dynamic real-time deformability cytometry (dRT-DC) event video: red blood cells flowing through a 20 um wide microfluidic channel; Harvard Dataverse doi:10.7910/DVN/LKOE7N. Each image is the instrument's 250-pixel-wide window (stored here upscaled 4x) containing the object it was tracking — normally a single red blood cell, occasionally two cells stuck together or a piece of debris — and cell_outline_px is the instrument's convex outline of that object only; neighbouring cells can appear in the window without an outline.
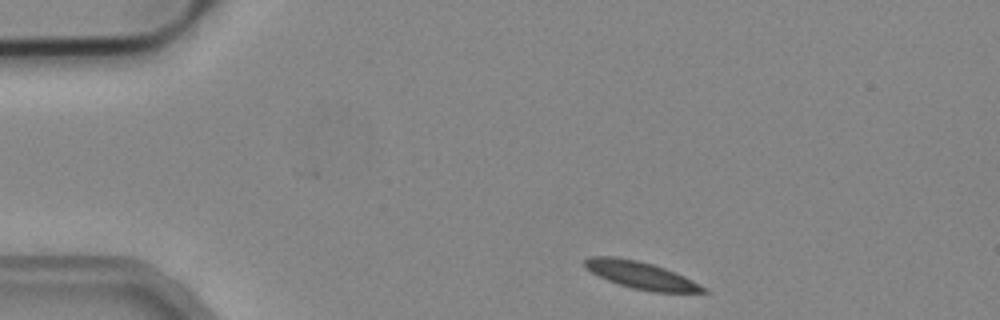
{"species": "common noctule bat (a hibernating species)", "species_latin": "Nyctalus noctula", "temperature_condition": "cold", "stored_images_in_passage": 4, "camera_frame_rate_fps": 3000, "um_per_image_px": 0.085, "animal": {"sex": "male", "body_mass_g": 19.2, "forearm_length_mm": 51.8}, "frame": {"image": 1, "passage_image": 1, "time_ms": 0.0, "image_size_px": [1000, 320], "cell_outline_px": [[708, 292], [652, 292], [632, 288], [608, 280], [584, 268], [584, 260], [588, 256], [616, 256], [636, 260], [652, 264], [664, 268], [684, 276], [708, 288]], "centroid_in_image_um": [54.47, 23.38], "position_along_channel_um": 30.5, "area_um2": 18.73}}
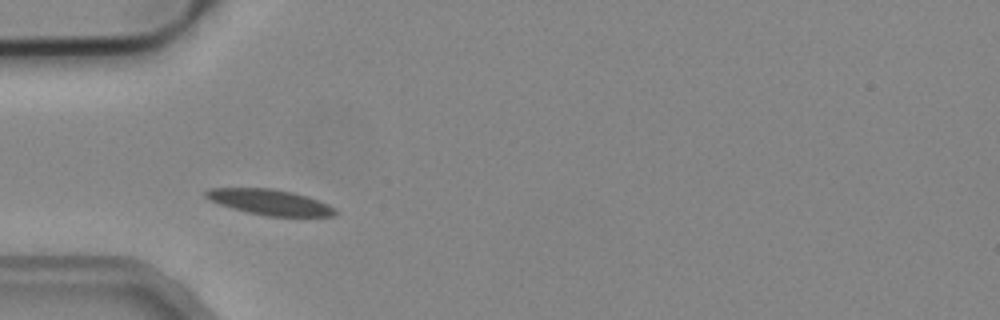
{"frame": {"image": 2, "passage_image": 3, "time_ms": 0.667, "image_size_px": [1000, 320], "cell_outline_px": [[340, 212], [332, 216], [268, 216], [248, 212], [232, 208], [208, 200], [204, 196], [204, 192], [212, 188], [272, 188], [292, 192], [308, 196], [328, 204], [336, 208]], "centroid_in_image_um": [22.96, 17.18], "position_along_channel_um": 62.0, "area_um2": 19.31}}